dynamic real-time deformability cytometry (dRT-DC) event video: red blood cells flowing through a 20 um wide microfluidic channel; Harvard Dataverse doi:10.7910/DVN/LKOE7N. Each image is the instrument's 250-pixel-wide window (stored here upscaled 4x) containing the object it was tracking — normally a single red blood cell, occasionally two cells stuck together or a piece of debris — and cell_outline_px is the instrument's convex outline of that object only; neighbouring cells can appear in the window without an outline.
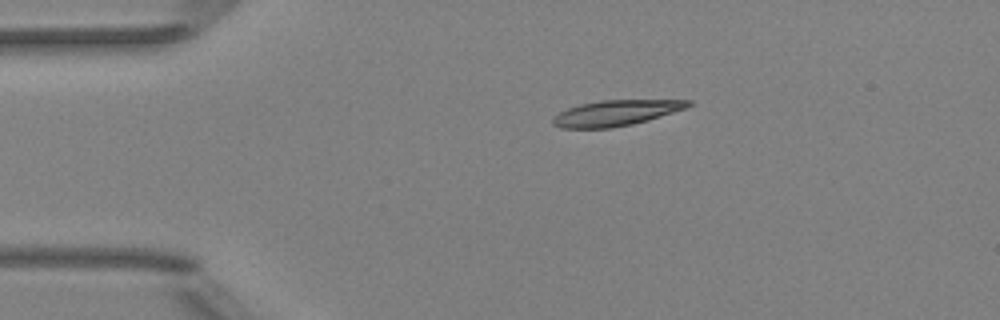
{"species": "Egyptian fruit bat (a non-hibernating species)", "species_latin": "Rousettus aegyptiacus", "temperature_condition": "room temperature", "stored_images_in_passage": 3, "camera_frame_rate_fps": 3000, "um_per_image_px": 0.085, "animal": {"sex": "female"}, "frame": {"image": 1, "passage_image": 1, "time_ms": 0.0, "image_size_px": [1000, 320], "cell_outline_px": [[692, 104], [684, 108], [648, 120], [632, 124], [612, 128], [560, 128], [552, 124], [552, 120], [560, 112], [568, 108], [580, 104], [600, 100], [692, 100]], "centroid_in_image_um": [52.32, 9.6], "position_along_channel_um": 32.7, "area_um2": 20.0}}
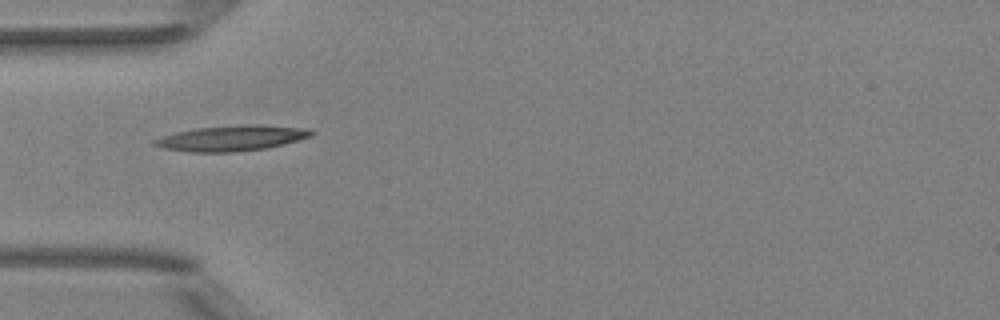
{"frame": {"image": 2, "passage_image": 3, "time_ms": 2.333, "image_size_px": [1000, 320], "cell_outline_px": [[316, 132], [312, 136], [268, 148], [236, 152], [188, 152], [164, 148], [152, 144], [152, 140], [176, 132], [196, 128], [240, 124], [260, 124], [312, 128]], "centroid_in_image_um": [19.76, 11.73], "position_along_channel_um": 65.2, "area_um2": 23.64}}